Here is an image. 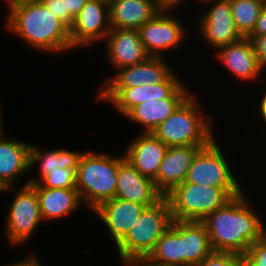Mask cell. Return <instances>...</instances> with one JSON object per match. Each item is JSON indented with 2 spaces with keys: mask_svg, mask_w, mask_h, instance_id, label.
Masks as SVG:
<instances>
[{
  "mask_svg": "<svg viewBox=\"0 0 266 266\" xmlns=\"http://www.w3.org/2000/svg\"><path fill=\"white\" fill-rule=\"evenodd\" d=\"M232 171L222 147L220 148L218 141L214 138L194 157L185 182L205 184L221 189H242L243 187Z\"/></svg>",
  "mask_w": 266,
  "mask_h": 266,
  "instance_id": "9c48e42d",
  "label": "cell"
},
{
  "mask_svg": "<svg viewBox=\"0 0 266 266\" xmlns=\"http://www.w3.org/2000/svg\"><path fill=\"white\" fill-rule=\"evenodd\" d=\"M126 266H155V265L150 264L145 259H141V260L128 263Z\"/></svg>",
  "mask_w": 266,
  "mask_h": 266,
  "instance_id": "f35d334b",
  "label": "cell"
},
{
  "mask_svg": "<svg viewBox=\"0 0 266 266\" xmlns=\"http://www.w3.org/2000/svg\"><path fill=\"white\" fill-rule=\"evenodd\" d=\"M166 57H149L145 62L118 69L114 76L100 84V88H131L163 82L174 69Z\"/></svg>",
  "mask_w": 266,
  "mask_h": 266,
  "instance_id": "9a60e30c",
  "label": "cell"
},
{
  "mask_svg": "<svg viewBox=\"0 0 266 266\" xmlns=\"http://www.w3.org/2000/svg\"><path fill=\"white\" fill-rule=\"evenodd\" d=\"M1 112H2V111H1V108H0V132L3 130V127H2V126H3V124H2V123H3V121H2V120H3V119H2V116H3V115H2ZM1 121H2V122H1Z\"/></svg>",
  "mask_w": 266,
  "mask_h": 266,
  "instance_id": "60d3db41",
  "label": "cell"
},
{
  "mask_svg": "<svg viewBox=\"0 0 266 266\" xmlns=\"http://www.w3.org/2000/svg\"><path fill=\"white\" fill-rule=\"evenodd\" d=\"M115 197L150 207L164 196L154 180L143 176L126 158L119 164Z\"/></svg>",
  "mask_w": 266,
  "mask_h": 266,
  "instance_id": "2e32d148",
  "label": "cell"
},
{
  "mask_svg": "<svg viewBox=\"0 0 266 266\" xmlns=\"http://www.w3.org/2000/svg\"><path fill=\"white\" fill-rule=\"evenodd\" d=\"M174 9H161L138 29L140 39L150 57H165L167 49H178L184 42L185 30L182 22L171 15ZM165 52H164V51Z\"/></svg>",
  "mask_w": 266,
  "mask_h": 266,
  "instance_id": "30bf717a",
  "label": "cell"
},
{
  "mask_svg": "<svg viewBox=\"0 0 266 266\" xmlns=\"http://www.w3.org/2000/svg\"><path fill=\"white\" fill-rule=\"evenodd\" d=\"M37 192L43 222L62 219L78 210L82 204L76 188H47L29 183Z\"/></svg>",
  "mask_w": 266,
  "mask_h": 266,
  "instance_id": "44dd1931",
  "label": "cell"
},
{
  "mask_svg": "<svg viewBox=\"0 0 266 266\" xmlns=\"http://www.w3.org/2000/svg\"><path fill=\"white\" fill-rule=\"evenodd\" d=\"M124 159V153L120 157L104 152L83 153L76 171V189L82 205L93 211L115 198L119 164Z\"/></svg>",
  "mask_w": 266,
  "mask_h": 266,
  "instance_id": "3957f363",
  "label": "cell"
},
{
  "mask_svg": "<svg viewBox=\"0 0 266 266\" xmlns=\"http://www.w3.org/2000/svg\"><path fill=\"white\" fill-rule=\"evenodd\" d=\"M124 150L125 158L143 175L152 180L157 177L159 166L168 149L152 133H140L129 141Z\"/></svg>",
  "mask_w": 266,
  "mask_h": 266,
  "instance_id": "ffe728a7",
  "label": "cell"
},
{
  "mask_svg": "<svg viewBox=\"0 0 266 266\" xmlns=\"http://www.w3.org/2000/svg\"><path fill=\"white\" fill-rule=\"evenodd\" d=\"M213 252L202 221H181V266H197Z\"/></svg>",
  "mask_w": 266,
  "mask_h": 266,
  "instance_id": "603a6c76",
  "label": "cell"
},
{
  "mask_svg": "<svg viewBox=\"0 0 266 266\" xmlns=\"http://www.w3.org/2000/svg\"><path fill=\"white\" fill-rule=\"evenodd\" d=\"M207 145L168 147L154 179L157 190L165 197L182 184L198 151Z\"/></svg>",
  "mask_w": 266,
  "mask_h": 266,
  "instance_id": "5bb4252c",
  "label": "cell"
},
{
  "mask_svg": "<svg viewBox=\"0 0 266 266\" xmlns=\"http://www.w3.org/2000/svg\"><path fill=\"white\" fill-rule=\"evenodd\" d=\"M5 27L36 51L64 53L72 50L70 29L43 2L8 6Z\"/></svg>",
  "mask_w": 266,
  "mask_h": 266,
  "instance_id": "7a4b0ae2",
  "label": "cell"
},
{
  "mask_svg": "<svg viewBox=\"0 0 266 266\" xmlns=\"http://www.w3.org/2000/svg\"><path fill=\"white\" fill-rule=\"evenodd\" d=\"M29 142L14 140L0 132V189L15 187L20 177L30 171Z\"/></svg>",
  "mask_w": 266,
  "mask_h": 266,
  "instance_id": "d6986e66",
  "label": "cell"
},
{
  "mask_svg": "<svg viewBox=\"0 0 266 266\" xmlns=\"http://www.w3.org/2000/svg\"><path fill=\"white\" fill-rule=\"evenodd\" d=\"M184 82L173 71L161 83L152 85L147 83L131 88H99L95 100L108 102L125 116L133 107L148 100L186 99L191 93Z\"/></svg>",
  "mask_w": 266,
  "mask_h": 266,
  "instance_id": "52a82bcc",
  "label": "cell"
},
{
  "mask_svg": "<svg viewBox=\"0 0 266 266\" xmlns=\"http://www.w3.org/2000/svg\"><path fill=\"white\" fill-rule=\"evenodd\" d=\"M210 9L203 14L198 21V30L210 49L217 50L220 47L234 43L242 38L236 30L231 13L230 0H217L210 2Z\"/></svg>",
  "mask_w": 266,
  "mask_h": 266,
  "instance_id": "7c38bea8",
  "label": "cell"
},
{
  "mask_svg": "<svg viewBox=\"0 0 266 266\" xmlns=\"http://www.w3.org/2000/svg\"><path fill=\"white\" fill-rule=\"evenodd\" d=\"M261 102H260V116H262L261 118H262V120L264 121L263 123H265V125H266V91L264 92V96L261 98V100H260Z\"/></svg>",
  "mask_w": 266,
  "mask_h": 266,
  "instance_id": "74e56055",
  "label": "cell"
},
{
  "mask_svg": "<svg viewBox=\"0 0 266 266\" xmlns=\"http://www.w3.org/2000/svg\"><path fill=\"white\" fill-rule=\"evenodd\" d=\"M213 1H217V0H198V2H200V4H209L210 2H213Z\"/></svg>",
  "mask_w": 266,
  "mask_h": 266,
  "instance_id": "ab89813d",
  "label": "cell"
},
{
  "mask_svg": "<svg viewBox=\"0 0 266 266\" xmlns=\"http://www.w3.org/2000/svg\"><path fill=\"white\" fill-rule=\"evenodd\" d=\"M39 184L47 188H76V170L74 168H54Z\"/></svg>",
  "mask_w": 266,
  "mask_h": 266,
  "instance_id": "83f0119b",
  "label": "cell"
},
{
  "mask_svg": "<svg viewBox=\"0 0 266 266\" xmlns=\"http://www.w3.org/2000/svg\"><path fill=\"white\" fill-rule=\"evenodd\" d=\"M161 9L155 0H113L109 3L110 27L138 30Z\"/></svg>",
  "mask_w": 266,
  "mask_h": 266,
  "instance_id": "7402d4cb",
  "label": "cell"
},
{
  "mask_svg": "<svg viewBox=\"0 0 266 266\" xmlns=\"http://www.w3.org/2000/svg\"><path fill=\"white\" fill-rule=\"evenodd\" d=\"M102 1H104V2H106V3H111L113 0H102Z\"/></svg>",
  "mask_w": 266,
  "mask_h": 266,
  "instance_id": "b9f144b4",
  "label": "cell"
},
{
  "mask_svg": "<svg viewBox=\"0 0 266 266\" xmlns=\"http://www.w3.org/2000/svg\"><path fill=\"white\" fill-rule=\"evenodd\" d=\"M197 266H245V262L238 254L213 252Z\"/></svg>",
  "mask_w": 266,
  "mask_h": 266,
  "instance_id": "f1b7e54d",
  "label": "cell"
},
{
  "mask_svg": "<svg viewBox=\"0 0 266 266\" xmlns=\"http://www.w3.org/2000/svg\"><path fill=\"white\" fill-rule=\"evenodd\" d=\"M173 221L170 204L166 197L155 205L146 207L136 219L133 227L116 245L123 265L146 259Z\"/></svg>",
  "mask_w": 266,
  "mask_h": 266,
  "instance_id": "5b68a950",
  "label": "cell"
},
{
  "mask_svg": "<svg viewBox=\"0 0 266 266\" xmlns=\"http://www.w3.org/2000/svg\"><path fill=\"white\" fill-rule=\"evenodd\" d=\"M42 2L52 14L61 20L69 29L71 28L75 17L70 12H66L64 0H42Z\"/></svg>",
  "mask_w": 266,
  "mask_h": 266,
  "instance_id": "4dcf8cb0",
  "label": "cell"
},
{
  "mask_svg": "<svg viewBox=\"0 0 266 266\" xmlns=\"http://www.w3.org/2000/svg\"><path fill=\"white\" fill-rule=\"evenodd\" d=\"M37 258V259H36ZM4 266H42L40 260H38V257H36V254L34 255L33 252L30 254H27V257H24L23 260H19L18 262L6 264Z\"/></svg>",
  "mask_w": 266,
  "mask_h": 266,
  "instance_id": "e575fe53",
  "label": "cell"
},
{
  "mask_svg": "<svg viewBox=\"0 0 266 266\" xmlns=\"http://www.w3.org/2000/svg\"><path fill=\"white\" fill-rule=\"evenodd\" d=\"M266 35V4L259 13L255 28L249 36H265Z\"/></svg>",
  "mask_w": 266,
  "mask_h": 266,
  "instance_id": "d6a6232c",
  "label": "cell"
},
{
  "mask_svg": "<svg viewBox=\"0 0 266 266\" xmlns=\"http://www.w3.org/2000/svg\"><path fill=\"white\" fill-rule=\"evenodd\" d=\"M251 40L254 51L258 57V61L265 70L266 68V35L265 36H248Z\"/></svg>",
  "mask_w": 266,
  "mask_h": 266,
  "instance_id": "1f68e13d",
  "label": "cell"
},
{
  "mask_svg": "<svg viewBox=\"0 0 266 266\" xmlns=\"http://www.w3.org/2000/svg\"><path fill=\"white\" fill-rule=\"evenodd\" d=\"M215 51L218 61L237 79L252 82L263 74L264 70L248 37H242L240 40L220 47Z\"/></svg>",
  "mask_w": 266,
  "mask_h": 266,
  "instance_id": "e0dca14e",
  "label": "cell"
},
{
  "mask_svg": "<svg viewBox=\"0 0 266 266\" xmlns=\"http://www.w3.org/2000/svg\"><path fill=\"white\" fill-rule=\"evenodd\" d=\"M230 4L236 30L242 37H248L255 28L266 0H230Z\"/></svg>",
  "mask_w": 266,
  "mask_h": 266,
  "instance_id": "4316f807",
  "label": "cell"
},
{
  "mask_svg": "<svg viewBox=\"0 0 266 266\" xmlns=\"http://www.w3.org/2000/svg\"><path fill=\"white\" fill-rule=\"evenodd\" d=\"M191 94L152 134L168 147L208 145L214 138L213 120L204 114Z\"/></svg>",
  "mask_w": 266,
  "mask_h": 266,
  "instance_id": "277c9868",
  "label": "cell"
},
{
  "mask_svg": "<svg viewBox=\"0 0 266 266\" xmlns=\"http://www.w3.org/2000/svg\"><path fill=\"white\" fill-rule=\"evenodd\" d=\"M31 145L30 147V171L37 164L40 166V176L31 178L26 182L39 183L46 175H48L54 168H74L77 171L80 159L84 152L70 151L67 148H56L51 150H44Z\"/></svg>",
  "mask_w": 266,
  "mask_h": 266,
  "instance_id": "cb8c5ba5",
  "label": "cell"
},
{
  "mask_svg": "<svg viewBox=\"0 0 266 266\" xmlns=\"http://www.w3.org/2000/svg\"><path fill=\"white\" fill-rule=\"evenodd\" d=\"M155 1L162 9H174L176 8V6L178 5L180 6V3H183L185 0H155Z\"/></svg>",
  "mask_w": 266,
  "mask_h": 266,
  "instance_id": "d590c367",
  "label": "cell"
},
{
  "mask_svg": "<svg viewBox=\"0 0 266 266\" xmlns=\"http://www.w3.org/2000/svg\"><path fill=\"white\" fill-rule=\"evenodd\" d=\"M106 57L118 69L145 62L150 56L140 39L138 30L111 28L104 41Z\"/></svg>",
  "mask_w": 266,
  "mask_h": 266,
  "instance_id": "4fadbf2b",
  "label": "cell"
},
{
  "mask_svg": "<svg viewBox=\"0 0 266 266\" xmlns=\"http://www.w3.org/2000/svg\"><path fill=\"white\" fill-rule=\"evenodd\" d=\"M245 266H266V234L243 255Z\"/></svg>",
  "mask_w": 266,
  "mask_h": 266,
  "instance_id": "f546056e",
  "label": "cell"
},
{
  "mask_svg": "<svg viewBox=\"0 0 266 266\" xmlns=\"http://www.w3.org/2000/svg\"><path fill=\"white\" fill-rule=\"evenodd\" d=\"M6 191H16V195H13L14 200L7 211L5 235L11 244L25 245L43 221L37 192L30 184L19 190L16 187L0 189L1 193Z\"/></svg>",
  "mask_w": 266,
  "mask_h": 266,
  "instance_id": "ba28073f",
  "label": "cell"
},
{
  "mask_svg": "<svg viewBox=\"0 0 266 266\" xmlns=\"http://www.w3.org/2000/svg\"><path fill=\"white\" fill-rule=\"evenodd\" d=\"M6 1V6H20L24 4H29V3H37V2H42V0H4Z\"/></svg>",
  "mask_w": 266,
  "mask_h": 266,
  "instance_id": "8d00e7d4",
  "label": "cell"
},
{
  "mask_svg": "<svg viewBox=\"0 0 266 266\" xmlns=\"http://www.w3.org/2000/svg\"><path fill=\"white\" fill-rule=\"evenodd\" d=\"M185 99L148 100L133 107L125 117L139 124L142 133H152Z\"/></svg>",
  "mask_w": 266,
  "mask_h": 266,
  "instance_id": "d4e9b609",
  "label": "cell"
},
{
  "mask_svg": "<svg viewBox=\"0 0 266 266\" xmlns=\"http://www.w3.org/2000/svg\"><path fill=\"white\" fill-rule=\"evenodd\" d=\"M109 4L102 0H88L70 28L72 48L90 47L110 32Z\"/></svg>",
  "mask_w": 266,
  "mask_h": 266,
  "instance_id": "8fae6325",
  "label": "cell"
},
{
  "mask_svg": "<svg viewBox=\"0 0 266 266\" xmlns=\"http://www.w3.org/2000/svg\"><path fill=\"white\" fill-rule=\"evenodd\" d=\"M87 1L88 0H64L66 12H70L74 17H76Z\"/></svg>",
  "mask_w": 266,
  "mask_h": 266,
  "instance_id": "836d02e7",
  "label": "cell"
},
{
  "mask_svg": "<svg viewBox=\"0 0 266 266\" xmlns=\"http://www.w3.org/2000/svg\"><path fill=\"white\" fill-rule=\"evenodd\" d=\"M145 260L155 266H181V221H173Z\"/></svg>",
  "mask_w": 266,
  "mask_h": 266,
  "instance_id": "484cf974",
  "label": "cell"
},
{
  "mask_svg": "<svg viewBox=\"0 0 266 266\" xmlns=\"http://www.w3.org/2000/svg\"><path fill=\"white\" fill-rule=\"evenodd\" d=\"M243 191L184 181L165 197L170 204L173 220L202 221Z\"/></svg>",
  "mask_w": 266,
  "mask_h": 266,
  "instance_id": "8992f818",
  "label": "cell"
},
{
  "mask_svg": "<svg viewBox=\"0 0 266 266\" xmlns=\"http://www.w3.org/2000/svg\"><path fill=\"white\" fill-rule=\"evenodd\" d=\"M146 208L143 204L124 199L113 198L100 204L92 212L103 222L115 246L125 237L133 227L136 219Z\"/></svg>",
  "mask_w": 266,
  "mask_h": 266,
  "instance_id": "ac0fdd59",
  "label": "cell"
},
{
  "mask_svg": "<svg viewBox=\"0 0 266 266\" xmlns=\"http://www.w3.org/2000/svg\"><path fill=\"white\" fill-rule=\"evenodd\" d=\"M244 194L243 191L202 220L214 252L243 256L266 234L264 222Z\"/></svg>",
  "mask_w": 266,
  "mask_h": 266,
  "instance_id": "6da1fadb",
  "label": "cell"
}]
</instances>
